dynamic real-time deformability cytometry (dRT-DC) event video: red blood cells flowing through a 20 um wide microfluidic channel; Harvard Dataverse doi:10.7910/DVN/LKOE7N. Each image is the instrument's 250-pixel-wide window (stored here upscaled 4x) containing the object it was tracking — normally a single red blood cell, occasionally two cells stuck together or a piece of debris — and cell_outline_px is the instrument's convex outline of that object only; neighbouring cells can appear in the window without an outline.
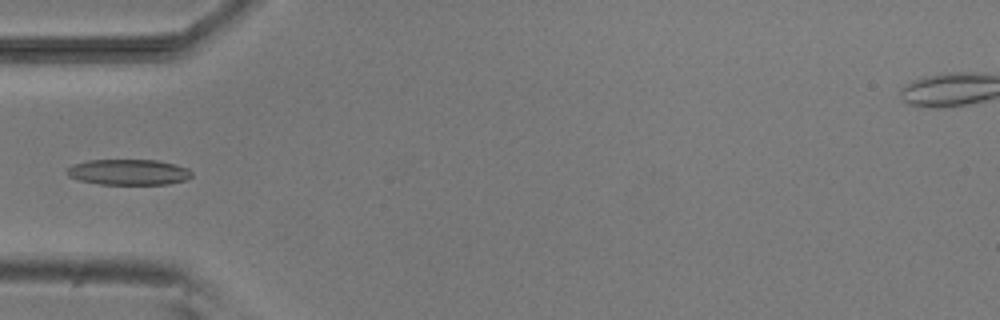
{"species": "common noctule bat (a hibernating species)", "species_latin": "Nyctalus noctula", "temperature_condition": "room temperature", "stored_images_in_passage": 6, "camera_frame_rate_fps": 3000, "um_per_image_px": 0.085, "animal": {"sex": "male", "body_mass_g": 20.5, "forearm_length_mm": 52.5}, "frame": {"image": 1, "passage_image": 6, "time_ms": 5.333, "image_size_px": [1000, 320], "cell_outline_px": [[192, 176], [184, 180], [168, 184], [100, 184], [80, 180], [68, 176], [64, 172], [72, 164], [88, 160], [156, 160], [176, 164], [188, 168], [192, 172]], "centroid_in_image_um": [10.91, 14.62], "position_along_channel_um": 74.1, "area_um2": 18.73}}